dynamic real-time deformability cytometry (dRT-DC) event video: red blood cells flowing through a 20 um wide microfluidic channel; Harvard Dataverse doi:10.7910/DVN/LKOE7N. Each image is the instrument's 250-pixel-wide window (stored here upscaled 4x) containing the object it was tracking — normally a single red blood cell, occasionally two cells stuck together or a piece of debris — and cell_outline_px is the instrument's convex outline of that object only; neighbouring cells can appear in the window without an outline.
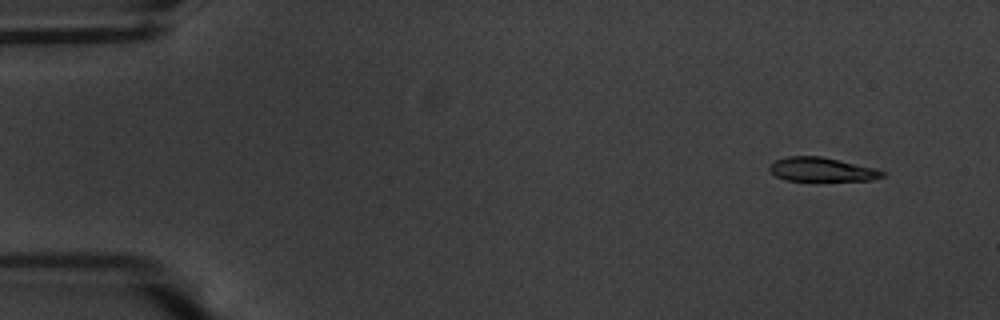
{"species": "common noctule bat (a hibernating species)", "species_latin": "Nyctalus noctula", "temperature_condition": "warm", "stored_images_in_passage": 53, "camera_frame_rate_fps": 3000, "um_per_image_px": 0.085, "animal": {"sex": "male", "body_mass_g": 20.1, "forearm_length_mm": 53.5}, "frame": {"image": 1, "passage_image": 1, "time_ms": 0.0, "image_size_px": [1000, 320], "cell_outline_px": [[888, 172], [884, 176], [872, 180], [784, 180], [776, 176], [768, 168], [768, 164], [776, 160], [788, 156], [820, 156], [840, 160], [876, 168]], "centroid_in_image_um": [69.87, 14.4], "position_along_channel_um": 15.1, "area_um2": 15.78}}
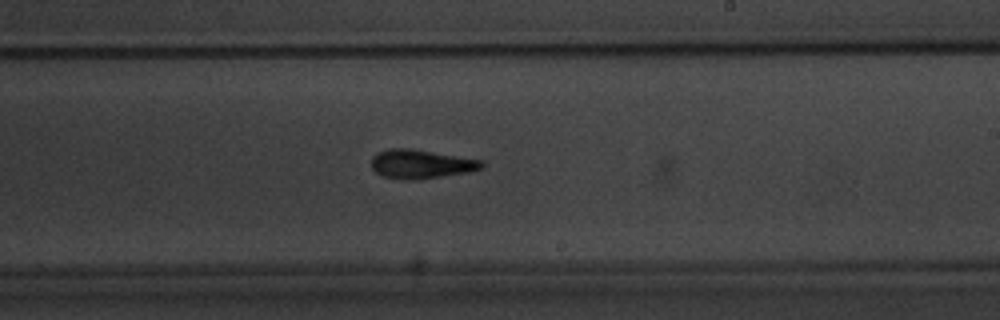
{"frame": {"image": 2, "passage_image": 30, "time_ms": 9.667, "image_size_px": [1000, 320], "cell_outline_px": [[484, 168], [468, 172], [440, 176], [408, 180], [404, 180], [380, 176], [372, 168], [372, 156], [376, 152], [388, 148], [412, 148], [484, 160]], "centroid_in_image_um": [35.77, 13.93], "position_along_channel_um": 253.2, "area_um2": 18.79}}
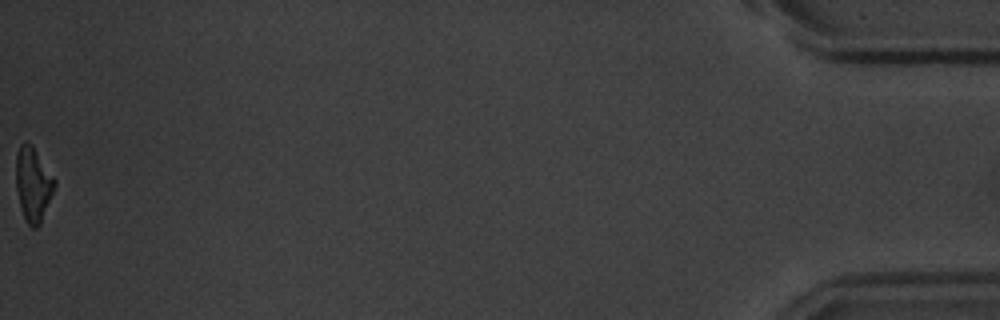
{"frame": {"image": 3, "passage_image": 53, "time_ms": 17.333, "image_size_px": [1000, 320], "cell_outline_px": [[56, 184], [40, 224], [36, 228], [32, 228], [24, 220], [20, 208], [16, 188], [16, 156], [20, 144], [24, 140], [32, 144], [56, 180]], "centroid_in_image_um": [2.8, 15.65], "position_along_channel_um": 432.4, "area_um2": 16.82}, "authors_computed_cell_mechanics": {"area_um2": 17.6868, "velocity_mm_per_s": 3.6073, "shape_relaxation_time_tau1_ms": 2.7194, "shape_relaxation_time_tau2_ms": 3.4314, "deformation_change_tau1": 0.1622, "deformation_change_tau2": 0.1151}}